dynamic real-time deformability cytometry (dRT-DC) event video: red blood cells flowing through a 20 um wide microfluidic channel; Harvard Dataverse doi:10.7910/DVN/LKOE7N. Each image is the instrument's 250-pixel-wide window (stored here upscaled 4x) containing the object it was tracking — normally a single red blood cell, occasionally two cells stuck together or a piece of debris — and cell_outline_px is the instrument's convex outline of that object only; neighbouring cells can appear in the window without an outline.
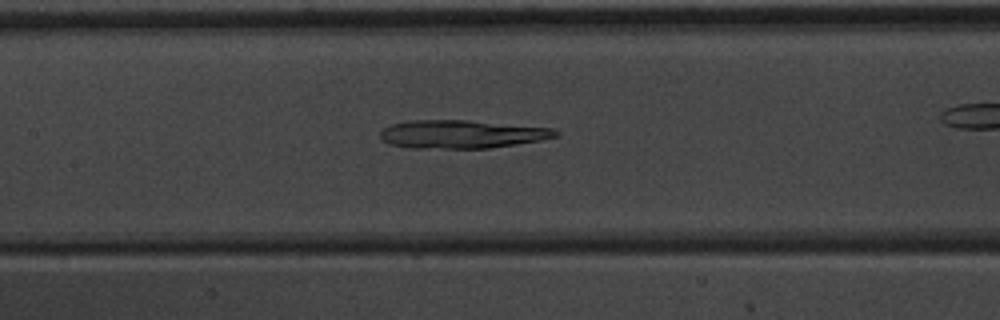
{"species": "common noctule bat (a hibernating species)", "species_latin": "Nyctalus noctula", "temperature_condition": "warm", "stored_images_in_passage": 43, "camera_frame_rate_fps": 3000, "um_per_image_px": 0.085, "animal": {"sex": "male", "body_mass_g": 20.1, "forearm_length_mm": 53.5}, "frame": {"image": 1, "passage_image": 25, "time_ms": 8.0, "image_size_px": [1000, 320], "cell_outline_px": [[560, 132], [556, 136], [540, 140], [488, 148], [412, 148], [388, 144], [380, 136], [380, 132], [384, 128], [392, 124], [412, 120], [464, 120], [552, 128]], "centroid_in_image_um": [39.21, 11.4], "position_along_channel_um": 168.2, "area_um2": 28.5}}
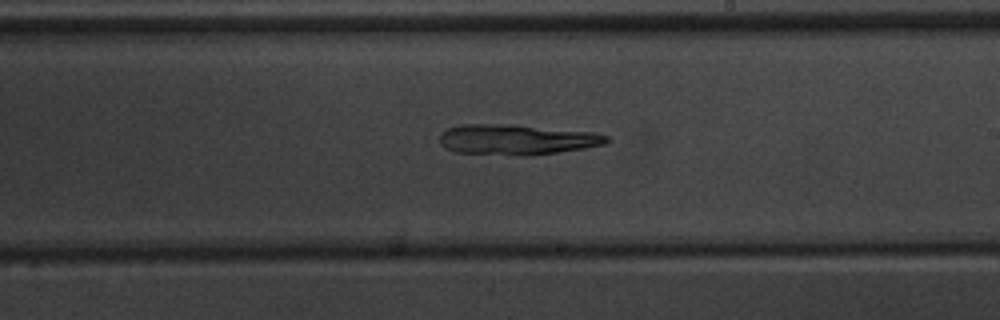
{"frame": {"image": 2, "passage_image": 31, "time_ms": 10.0, "image_size_px": [1000, 320], "cell_outline_px": [[612, 140], [604, 144], [584, 148], [556, 152], [456, 152], [444, 148], [440, 144], [440, 136], [448, 128], [460, 124], [516, 124], [592, 132], [608, 136]], "centroid_in_image_um": [43.93, 11.79], "position_along_channel_um": 245.1, "area_um2": 28.21}}
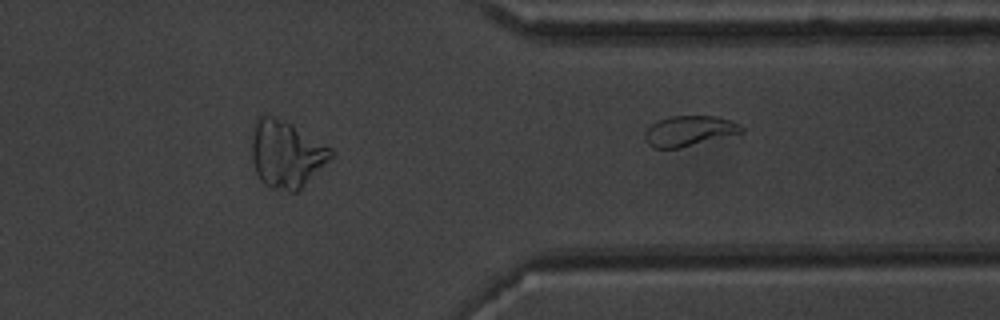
{"frame": {"image": 3, "passage_image": 43, "time_ms": 14.0, "image_size_px": [1000, 320], "cell_outline_px": [[744, 132], [680, 148], [652, 148], [644, 140], [644, 132], [656, 120], [672, 116], [716, 116], [732, 120], [740, 124], [744, 128]], "centroid_in_image_um": [58.57, 11.13], "position_along_channel_um": 352.8, "area_um2": 17.22}}